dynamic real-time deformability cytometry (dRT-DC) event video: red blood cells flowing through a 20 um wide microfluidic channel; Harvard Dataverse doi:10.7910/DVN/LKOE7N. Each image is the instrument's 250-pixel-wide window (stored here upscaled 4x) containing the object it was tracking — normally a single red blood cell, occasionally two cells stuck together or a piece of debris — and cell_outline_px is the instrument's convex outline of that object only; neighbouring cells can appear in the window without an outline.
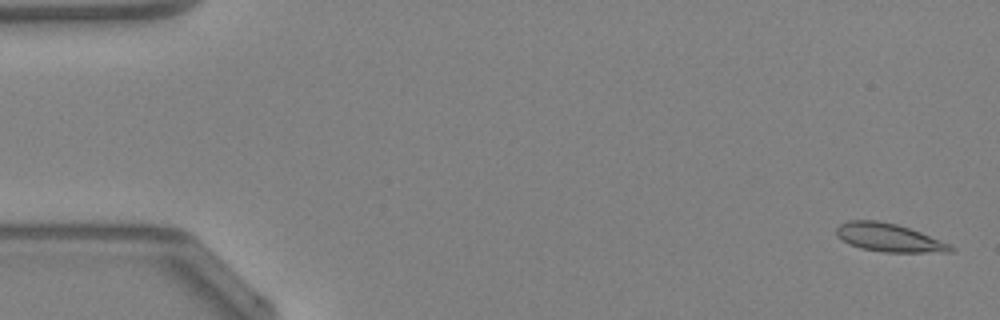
{"species": "Egyptian fruit bat (a non-hibernating species)", "species_latin": "Rousettus aegyptiacus", "temperature_condition": "warm", "stored_images_in_passage": 16, "camera_frame_rate_fps": 3000, "um_per_image_px": 0.085, "animal": {"sex": "female"}, "frame": {"image": 1, "passage_image": 2, "time_ms": 0.333, "image_size_px": [1000, 320], "cell_outline_px": [[956, 248], [952, 252], [884, 252], [860, 248], [848, 244], [836, 236], [836, 228], [840, 224], [848, 220], [880, 220], [896, 224], [920, 232], [940, 240]], "centroid_in_image_um": [75.51, 20.19], "position_along_channel_um": 9.5, "area_um2": 18.79}}
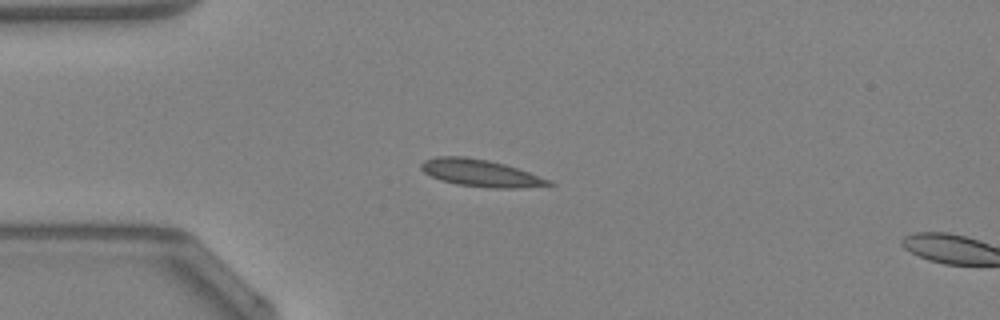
{"frame": {"image": 2, "passage_image": 13, "time_ms": 4.0, "image_size_px": [1000, 320], "cell_outline_px": [[556, 184], [520, 188], [488, 188], [456, 184], [440, 180], [424, 172], [420, 168], [420, 164], [424, 160], [436, 156], [464, 156], [488, 160], [504, 164], [552, 180]], "centroid_in_image_um": [40.84, 14.71], "position_along_channel_um": 44.2, "area_um2": 20.17}}